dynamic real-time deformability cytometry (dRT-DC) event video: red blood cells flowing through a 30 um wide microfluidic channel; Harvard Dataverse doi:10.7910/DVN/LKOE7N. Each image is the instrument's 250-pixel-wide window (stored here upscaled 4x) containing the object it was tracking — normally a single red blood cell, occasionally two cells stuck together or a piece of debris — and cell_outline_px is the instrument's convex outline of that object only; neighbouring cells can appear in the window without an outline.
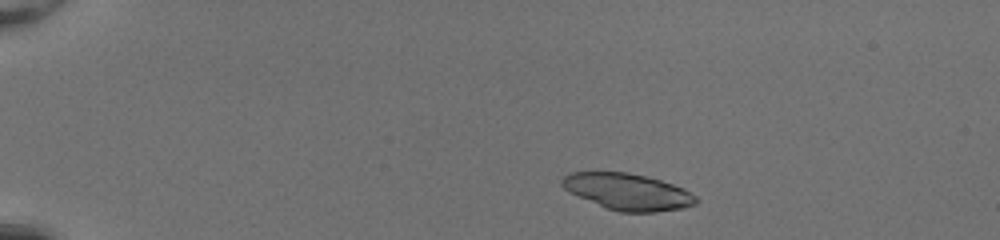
{"species": "common noctule bat (a hibernating species)", "species_latin": "Nyctalus noctula", "temperature_condition": "room temperature", "stored_images_in_passage": 46, "camera_frame_rate_fps": 3000, "um_per_image_px": 0.085, "animal": {"sex": "female", "body_mass_g": 20.0, "forearm_length_mm": 54.0}, "frame": {"image": 1, "passage_image": 5, "time_ms": 1.333, "image_size_px": [1000, 240], "cell_outline_px": [[700, 200], [696, 204], [684, 208], [656, 212], [620, 212], [608, 208], [568, 192], [560, 184], [560, 180], [568, 172], [628, 172], [648, 176], [684, 188], [696, 196]], "centroid_in_image_um": [53.37, 16.29], "position_along_channel_um": 31.6, "area_um2": 28.61}}